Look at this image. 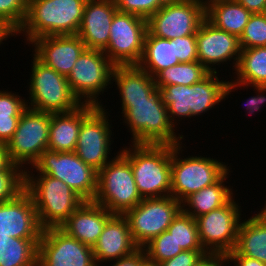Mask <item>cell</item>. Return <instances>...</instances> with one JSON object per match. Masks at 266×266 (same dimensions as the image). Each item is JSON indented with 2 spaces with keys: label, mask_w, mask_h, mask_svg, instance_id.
<instances>
[{
  "label": "cell",
  "mask_w": 266,
  "mask_h": 266,
  "mask_svg": "<svg viewBox=\"0 0 266 266\" xmlns=\"http://www.w3.org/2000/svg\"><path fill=\"white\" fill-rule=\"evenodd\" d=\"M228 262H233V266H266L263 262L239 255L235 250H232L228 255Z\"/></svg>",
  "instance_id": "bcb514c9"
},
{
  "label": "cell",
  "mask_w": 266,
  "mask_h": 266,
  "mask_svg": "<svg viewBox=\"0 0 266 266\" xmlns=\"http://www.w3.org/2000/svg\"><path fill=\"white\" fill-rule=\"evenodd\" d=\"M131 144L119 152L131 164L141 198L170 196L172 145Z\"/></svg>",
  "instance_id": "6da1fadb"
},
{
  "label": "cell",
  "mask_w": 266,
  "mask_h": 266,
  "mask_svg": "<svg viewBox=\"0 0 266 266\" xmlns=\"http://www.w3.org/2000/svg\"><path fill=\"white\" fill-rule=\"evenodd\" d=\"M83 122V104L66 113H50L48 150L74 152Z\"/></svg>",
  "instance_id": "484cf974"
},
{
  "label": "cell",
  "mask_w": 266,
  "mask_h": 266,
  "mask_svg": "<svg viewBox=\"0 0 266 266\" xmlns=\"http://www.w3.org/2000/svg\"><path fill=\"white\" fill-rule=\"evenodd\" d=\"M217 73L210 72L201 81L190 86L175 84L157 88L175 128L178 125L176 117L189 119L200 116L225 99L228 81L220 80Z\"/></svg>",
  "instance_id": "5b68a950"
},
{
  "label": "cell",
  "mask_w": 266,
  "mask_h": 266,
  "mask_svg": "<svg viewBox=\"0 0 266 266\" xmlns=\"http://www.w3.org/2000/svg\"><path fill=\"white\" fill-rule=\"evenodd\" d=\"M114 68L115 65L103 51L85 49L82 52L67 77L73 94L81 104L103 106L98 96L113 84Z\"/></svg>",
  "instance_id": "9c48e42d"
},
{
  "label": "cell",
  "mask_w": 266,
  "mask_h": 266,
  "mask_svg": "<svg viewBox=\"0 0 266 266\" xmlns=\"http://www.w3.org/2000/svg\"><path fill=\"white\" fill-rule=\"evenodd\" d=\"M42 232L33 200L25 189L12 200L0 203V235L41 239Z\"/></svg>",
  "instance_id": "d6986e66"
},
{
  "label": "cell",
  "mask_w": 266,
  "mask_h": 266,
  "mask_svg": "<svg viewBox=\"0 0 266 266\" xmlns=\"http://www.w3.org/2000/svg\"><path fill=\"white\" fill-rule=\"evenodd\" d=\"M175 42L176 57L179 63L198 61L196 35L176 37Z\"/></svg>",
  "instance_id": "ab89813d"
},
{
  "label": "cell",
  "mask_w": 266,
  "mask_h": 266,
  "mask_svg": "<svg viewBox=\"0 0 266 266\" xmlns=\"http://www.w3.org/2000/svg\"><path fill=\"white\" fill-rule=\"evenodd\" d=\"M10 164L11 161L8 157L7 147L5 144L0 143V171L5 170Z\"/></svg>",
  "instance_id": "681fc988"
},
{
  "label": "cell",
  "mask_w": 266,
  "mask_h": 266,
  "mask_svg": "<svg viewBox=\"0 0 266 266\" xmlns=\"http://www.w3.org/2000/svg\"><path fill=\"white\" fill-rule=\"evenodd\" d=\"M146 258L157 264L178 255L183 249L177 245L172 234L166 230L143 247Z\"/></svg>",
  "instance_id": "836d02e7"
},
{
  "label": "cell",
  "mask_w": 266,
  "mask_h": 266,
  "mask_svg": "<svg viewBox=\"0 0 266 266\" xmlns=\"http://www.w3.org/2000/svg\"><path fill=\"white\" fill-rule=\"evenodd\" d=\"M229 170L218 182L192 193L182 202V210L194 219L226 205L232 198L235 199L233 188L225 186ZM225 181V182H224ZM234 196V197H233ZM187 207V208H186Z\"/></svg>",
  "instance_id": "83f0119b"
},
{
  "label": "cell",
  "mask_w": 266,
  "mask_h": 266,
  "mask_svg": "<svg viewBox=\"0 0 266 266\" xmlns=\"http://www.w3.org/2000/svg\"><path fill=\"white\" fill-rule=\"evenodd\" d=\"M30 172L27 166L24 189L33 200L40 226L60 227L85 200L62 180Z\"/></svg>",
  "instance_id": "3957f363"
},
{
  "label": "cell",
  "mask_w": 266,
  "mask_h": 266,
  "mask_svg": "<svg viewBox=\"0 0 266 266\" xmlns=\"http://www.w3.org/2000/svg\"><path fill=\"white\" fill-rule=\"evenodd\" d=\"M11 36H16V32L0 20V46L4 43L3 41H6Z\"/></svg>",
  "instance_id": "c3c4849f"
},
{
  "label": "cell",
  "mask_w": 266,
  "mask_h": 266,
  "mask_svg": "<svg viewBox=\"0 0 266 266\" xmlns=\"http://www.w3.org/2000/svg\"><path fill=\"white\" fill-rule=\"evenodd\" d=\"M181 210L182 203L170 195L161 198H143L124 216L129 222L134 242L139 248H143L153 238L168 230Z\"/></svg>",
  "instance_id": "7c38bea8"
},
{
  "label": "cell",
  "mask_w": 266,
  "mask_h": 266,
  "mask_svg": "<svg viewBox=\"0 0 266 266\" xmlns=\"http://www.w3.org/2000/svg\"><path fill=\"white\" fill-rule=\"evenodd\" d=\"M204 19L205 0H167L147 20V30L165 39L196 35Z\"/></svg>",
  "instance_id": "5bb4252c"
},
{
  "label": "cell",
  "mask_w": 266,
  "mask_h": 266,
  "mask_svg": "<svg viewBox=\"0 0 266 266\" xmlns=\"http://www.w3.org/2000/svg\"><path fill=\"white\" fill-rule=\"evenodd\" d=\"M113 215L94 201H84L60 228L69 236L93 247Z\"/></svg>",
  "instance_id": "603a6c76"
},
{
  "label": "cell",
  "mask_w": 266,
  "mask_h": 266,
  "mask_svg": "<svg viewBox=\"0 0 266 266\" xmlns=\"http://www.w3.org/2000/svg\"><path fill=\"white\" fill-rule=\"evenodd\" d=\"M210 72L199 62L179 63L159 71L153 78L157 88L166 85L190 86L205 78Z\"/></svg>",
  "instance_id": "1f68e13d"
},
{
  "label": "cell",
  "mask_w": 266,
  "mask_h": 266,
  "mask_svg": "<svg viewBox=\"0 0 266 266\" xmlns=\"http://www.w3.org/2000/svg\"><path fill=\"white\" fill-rule=\"evenodd\" d=\"M181 145H172L171 196L182 203L192 193L218 182L230 169L210 157H180L185 147Z\"/></svg>",
  "instance_id": "8992f818"
},
{
  "label": "cell",
  "mask_w": 266,
  "mask_h": 266,
  "mask_svg": "<svg viewBox=\"0 0 266 266\" xmlns=\"http://www.w3.org/2000/svg\"><path fill=\"white\" fill-rule=\"evenodd\" d=\"M28 0H0V20L17 32L24 23Z\"/></svg>",
  "instance_id": "8d00e7d4"
},
{
  "label": "cell",
  "mask_w": 266,
  "mask_h": 266,
  "mask_svg": "<svg viewBox=\"0 0 266 266\" xmlns=\"http://www.w3.org/2000/svg\"><path fill=\"white\" fill-rule=\"evenodd\" d=\"M37 174L62 180L85 201H93L97 193L98 172L85 164L74 152L45 150L32 165Z\"/></svg>",
  "instance_id": "30bf717a"
},
{
  "label": "cell",
  "mask_w": 266,
  "mask_h": 266,
  "mask_svg": "<svg viewBox=\"0 0 266 266\" xmlns=\"http://www.w3.org/2000/svg\"><path fill=\"white\" fill-rule=\"evenodd\" d=\"M245 220L240 223L234 250L266 264V228L253 216Z\"/></svg>",
  "instance_id": "f546056e"
},
{
  "label": "cell",
  "mask_w": 266,
  "mask_h": 266,
  "mask_svg": "<svg viewBox=\"0 0 266 266\" xmlns=\"http://www.w3.org/2000/svg\"><path fill=\"white\" fill-rule=\"evenodd\" d=\"M140 266H159V264L155 262L149 261L147 258L141 263Z\"/></svg>",
  "instance_id": "816d5d0a"
},
{
  "label": "cell",
  "mask_w": 266,
  "mask_h": 266,
  "mask_svg": "<svg viewBox=\"0 0 266 266\" xmlns=\"http://www.w3.org/2000/svg\"><path fill=\"white\" fill-rule=\"evenodd\" d=\"M146 32L145 18L117 10L104 53L115 66L137 65L143 54Z\"/></svg>",
  "instance_id": "2e32d148"
},
{
  "label": "cell",
  "mask_w": 266,
  "mask_h": 266,
  "mask_svg": "<svg viewBox=\"0 0 266 266\" xmlns=\"http://www.w3.org/2000/svg\"><path fill=\"white\" fill-rule=\"evenodd\" d=\"M30 44L35 48L33 56L65 77H68L75 62L86 49L77 35L42 36Z\"/></svg>",
  "instance_id": "ffe728a7"
},
{
  "label": "cell",
  "mask_w": 266,
  "mask_h": 266,
  "mask_svg": "<svg viewBox=\"0 0 266 266\" xmlns=\"http://www.w3.org/2000/svg\"><path fill=\"white\" fill-rule=\"evenodd\" d=\"M32 60L28 108L47 113H66L82 105L73 94L67 77L46 66L35 56Z\"/></svg>",
  "instance_id": "ba28073f"
},
{
  "label": "cell",
  "mask_w": 266,
  "mask_h": 266,
  "mask_svg": "<svg viewBox=\"0 0 266 266\" xmlns=\"http://www.w3.org/2000/svg\"><path fill=\"white\" fill-rule=\"evenodd\" d=\"M92 249L97 266H101L102 262L116 261L131 255L139 247L132 238L127 218L114 214L107 221Z\"/></svg>",
  "instance_id": "7402d4cb"
},
{
  "label": "cell",
  "mask_w": 266,
  "mask_h": 266,
  "mask_svg": "<svg viewBox=\"0 0 266 266\" xmlns=\"http://www.w3.org/2000/svg\"><path fill=\"white\" fill-rule=\"evenodd\" d=\"M206 253L205 250H183L175 257L159 263V266H193Z\"/></svg>",
  "instance_id": "60d3db41"
},
{
  "label": "cell",
  "mask_w": 266,
  "mask_h": 266,
  "mask_svg": "<svg viewBox=\"0 0 266 266\" xmlns=\"http://www.w3.org/2000/svg\"><path fill=\"white\" fill-rule=\"evenodd\" d=\"M239 44L241 49L266 46V12L251 14Z\"/></svg>",
  "instance_id": "d590c367"
},
{
  "label": "cell",
  "mask_w": 266,
  "mask_h": 266,
  "mask_svg": "<svg viewBox=\"0 0 266 266\" xmlns=\"http://www.w3.org/2000/svg\"><path fill=\"white\" fill-rule=\"evenodd\" d=\"M87 0H28L24 23L16 35L25 34L27 44L42 36L76 35Z\"/></svg>",
  "instance_id": "7a4b0ae2"
},
{
  "label": "cell",
  "mask_w": 266,
  "mask_h": 266,
  "mask_svg": "<svg viewBox=\"0 0 266 266\" xmlns=\"http://www.w3.org/2000/svg\"><path fill=\"white\" fill-rule=\"evenodd\" d=\"M239 4L244 6L250 13H265L266 0H236Z\"/></svg>",
  "instance_id": "7dc6e473"
},
{
  "label": "cell",
  "mask_w": 266,
  "mask_h": 266,
  "mask_svg": "<svg viewBox=\"0 0 266 266\" xmlns=\"http://www.w3.org/2000/svg\"><path fill=\"white\" fill-rule=\"evenodd\" d=\"M260 210L261 211H258L259 213L253 215V217L266 228V203L264 208L263 209L261 208Z\"/></svg>",
  "instance_id": "f907efd6"
},
{
  "label": "cell",
  "mask_w": 266,
  "mask_h": 266,
  "mask_svg": "<svg viewBox=\"0 0 266 266\" xmlns=\"http://www.w3.org/2000/svg\"><path fill=\"white\" fill-rule=\"evenodd\" d=\"M146 259V254L143 248H139L133 254L112 262L111 266H140Z\"/></svg>",
  "instance_id": "f6af8a7d"
},
{
  "label": "cell",
  "mask_w": 266,
  "mask_h": 266,
  "mask_svg": "<svg viewBox=\"0 0 266 266\" xmlns=\"http://www.w3.org/2000/svg\"><path fill=\"white\" fill-rule=\"evenodd\" d=\"M176 64H179V60L176 57L175 42L156 37L147 30L143 54L137 66L154 77L159 71Z\"/></svg>",
  "instance_id": "f1b7e54d"
},
{
  "label": "cell",
  "mask_w": 266,
  "mask_h": 266,
  "mask_svg": "<svg viewBox=\"0 0 266 266\" xmlns=\"http://www.w3.org/2000/svg\"><path fill=\"white\" fill-rule=\"evenodd\" d=\"M234 73L236 79L226 84L225 98L238 90L236 87L266 86V46L241 49Z\"/></svg>",
  "instance_id": "cb8c5ba5"
},
{
  "label": "cell",
  "mask_w": 266,
  "mask_h": 266,
  "mask_svg": "<svg viewBox=\"0 0 266 266\" xmlns=\"http://www.w3.org/2000/svg\"><path fill=\"white\" fill-rule=\"evenodd\" d=\"M196 42L198 61L209 72H217L215 66L227 61L232 62L235 71L241 52L236 35L215 27L205 18L196 32Z\"/></svg>",
  "instance_id": "ac0fdd59"
},
{
  "label": "cell",
  "mask_w": 266,
  "mask_h": 266,
  "mask_svg": "<svg viewBox=\"0 0 266 266\" xmlns=\"http://www.w3.org/2000/svg\"><path fill=\"white\" fill-rule=\"evenodd\" d=\"M105 106L83 104V122L74 153L99 172L109 161L111 125ZM109 159V160H108Z\"/></svg>",
  "instance_id": "8fae6325"
},
{
  "label": "cell",
  "mask_w": 266,
  "mask_h": 266,
  "mask_svg": "<svg viewBox=\"0 0 266 266\" xmlns=\"http://www.w3.org/2000/svg\"><path fill=\"white\" fill-rule=\"evenodd\" d=\"M27 108V99L11 91L0 90V116H21Z\"/></svg>",
  "instance_id": "f35d334b"
},
{
  "label": "cell",
  "mask_w": 266,
  "mask_h": 266,
  "mask_svg": "<svg viewBox=\"0 0 266 266\" xmlns=\"http://www.w3.org/2000/svg\"><path fill=\"white\" fill-rule=\"evenodd\" d=\"M121 105L124 123L132 133V143L168 145L182 143L184 136L175 132L158 89L147 98V101L123 102Z\"/></svg>",
  "instance_id": "277c9868"
},
{
  "label": "cell",
  "mask_w": 266,
  "mask_h": 266,
  "mask_svg": "<svg viewBox=\"0 0 266 266\" xmlns=\"http://www.w3.org/2000/svg\"><path fill=\"white\" fill-rule=\"evenodd\" d=\"M50 113L27 108L20 116L12 139L6 144L11 163L33 165L48 149ZM30 164V165H29Z\"/></svg>",
  "instance_id": "4fadbf2b"
},
{
  "label": "cell",
  "mask_w": 266,
  "mask_h": 266,
  "mask_svg": "<svg viewBox=\"0 0 266 266\" xmlns=\"http://www.w3.org/2000/svg\"><path fill=\"white\" fill-rule=\"evenodd\" d=\"M112 81L117 85L121 103L147 101L157 90L154 78L137 65L115 66Z\"/></svg>",
  "instance_id": "d4e9b609"
},
{
  "label": "cell",
  "mask_w": 266,
  "mask_h": 266,
  "mask_svg": "<svg viewBox=\"0 0 266 266\" xmlns=\"http://www.w3.org/2000/svg\"><path fill=\"white\" fill-rule=\"evenodd\" d=\"M240 209L232 198L226 205L195 218L201 245L207 253L228 255L234 250L242 219Z\"/></svg>",
  "instance_id": "9a60e30c"
},
{
  "label": "cell",
  "mask_w": 266,
  "mask_h": 266,
  "mask_svg": "<svg viewBox=\"0 0 266 266\" xmlns=\"http://www.w3.org/2000/svg\"><path fill=\"white\" fill-rule=\"evenodd\" d=\"M249 87H254V91L258 92L256 94L257 96L249 98L245 103L247 112H249V114L250 113L253 114L257 111H260L261 106L264 103H266V95H264L266 93V86L262 85V86H249Z\"/></svg>",
  "instance_id": "7bdbcfd3"
},
{
  "label": "cell",
  "mask_w": 266,
  "mask_h": 266,
  "mask_svg": "<svg viewBox=\"0 0 266 266\" xmlns=\"http://www.w3.org/2000/svg\"><path fill=\"white\" fill-rule=\"evenodd\" d=\"M25 188V170L11 163L0 171V203L12 200Z\"/></svg>",
  "instance_id": "e575fe53"
},
{
  "label": "cell",
  "mask_w": 266,
  "mask_h": 266,
  "mask_svg": "<svg viewBox=\"0 0 266 266\" xmlns=\"http://www.w3.org/2000/svg\"><path fill=\"white\" fill-rule=\"evenodd\" d=\"M168 231L183 250H204L195 219L183 210L171 222Z\"/></svg>",
  "instance_id": "d6a6232c"
},
{
  "label": "cell",
  "mask_w": 266,
  "mask_h": 266,
  "mask_svg": "<svg viewBox=\"0 0 266 266\" xmlns=\"http://www.w3.org/2000/svg\"><path fill=\"white\" fill-rule=\"evenodd\" d=\"M20 116H0V143L7 144L13 137Z\"/></svg>",
  "instance_id": "b9f144b4"
},
{
  "label": "cell",
  "mask_w": 266,
  "mask_h": 266,
  "mask_svg": "<svg viewBox=\"0 0 266 266\" xmlns=\"http://www.w3.org/2000/svg\"><path fill=\"white\" fill-rule=\"evenodd\" d=\"M93 201L119 215H124L142 201L131 164L120 152L98 172Z\"/></svg>",
  "instance_id": "52a82bcc"
},
{
  "label": "cell",
  "mask_w": 266,
  "mask_h": 266,
  "mask_svg": "<svg viewBox=\"0 0 266 266\" xmlns=\"http://www.w3.org/2000/svg\"><path fill=\"white\" fill-rule=\"evenodd\" d=\"M37 266H97L92 247L69 236L60 227L43 229Z\"/></svg>",
  "instance_id": "e0dca14e"
},
{
  "label": "cell",
  "mask_w": 266,
  "mask_h": 266,
  "mask_svg": "<svg viewBox=\"0 0 266 266\" xmlns=\"http://www.w3.org/2000/svg\"><path fill=\"white\" fill-rule=\"evenodd\" d=\"M228 256L221 253H206L193 266H228Z\"/></svg>",
  "instance_id": "ee69618b"
},
{
  "label": "cell",
  "mask_w": 266,
  "mask_h": 266,
  "mask_svg": "<svg viewBox=\"0 0 266 266\" xmlns=\"http://www.w3.org/2000/svg\"><path fill=\"white\" fill-rule=\"evenodd\" d=\"M251 14L236 0H205V18L215 27L238 38Z\"/></svg>",
  "instance_id": "4316f807"
},
{
  "label": "cell",
  "mask_w": 266,
  "mask_h": 266,
  "mask_svg": "<svg viewBox=\"0 0 266 266\" xmlns=\"http://www.w3.org/2000/svg\"><path fill=\"white\" fill-rule=\"evenodd\" d=\"M114 0H87L78 33L86 49L105 51L113 17L117 11Z\"/></svg>",
  "instance_id": "44dd1931"
},
{
  "label": "cell",
  "mask_w": 266,
  "mask_h": 266,
  "mask_svg": "<svg viewBox=\"0 0 266 266\" xmlns=\"http://www.w3.org/2000/svg\"><path fill=\"white\" fill-rule=\"evenodd\" d=\"M39 240L0 235V266H37Z\"/></svg>",
  "instance_id": "4dcf8cb0"
},
{
  "label": "cell",
  "mask_w": 266,
  "mask_h": 266,
  "mask_svg": "<svg viewBox=\"0 0 266 266\" xmlns=\"http://www.w3.org/2000/svg\"><path fill=\"white\" fill-rule=\"evenodd\" d=\"M118 11L134 14L148 20L167 0H114Z\"/></svg>",
  "instance_id": "74e56055"
}]
</instances>
